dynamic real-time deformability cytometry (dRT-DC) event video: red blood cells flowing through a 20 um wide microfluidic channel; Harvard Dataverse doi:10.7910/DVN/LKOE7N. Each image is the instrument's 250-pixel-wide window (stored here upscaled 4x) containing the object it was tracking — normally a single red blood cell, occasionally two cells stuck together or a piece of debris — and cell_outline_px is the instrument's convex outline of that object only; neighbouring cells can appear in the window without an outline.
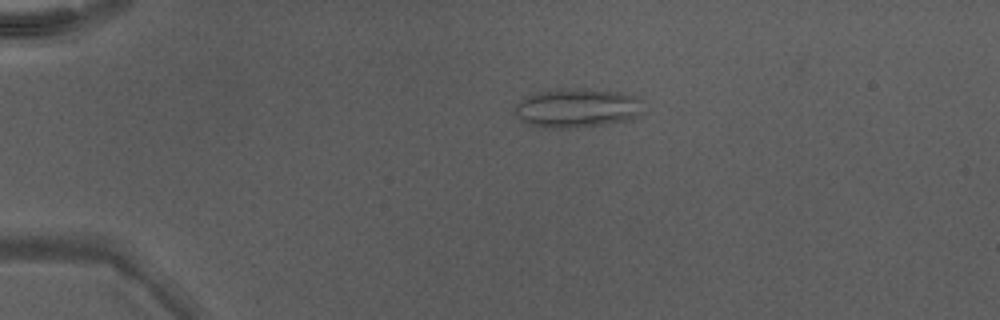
{"species": "Egyptian fruit bat (a non-hibernating species)", "species_latin": "Rousettus aegyptiacus", "temperature_condition": "warm", "stored_images_in_passage": 38, "camera_frame_rate_fps": 3000, "um_per_image_px": 0.085, "animal": {"sex": "male"}, "frame": {"image": 1, "passage_image": 1, "time_ms": 0.0, "image_size_px": [1000, 320], "cell_outline_px": [[640, 112], [632, 120], [604, 124], [572, 128], [544, 128], [524, 124], [516, 112], [516, 104], [524, 96], [536, 92], [568, 88], [584, 88], [620, 92], [640, 96]], "centroid_in_image_um": [49.04, 9.18], "position_along_channel_um": 36.0, "area_um2": 29.54}}
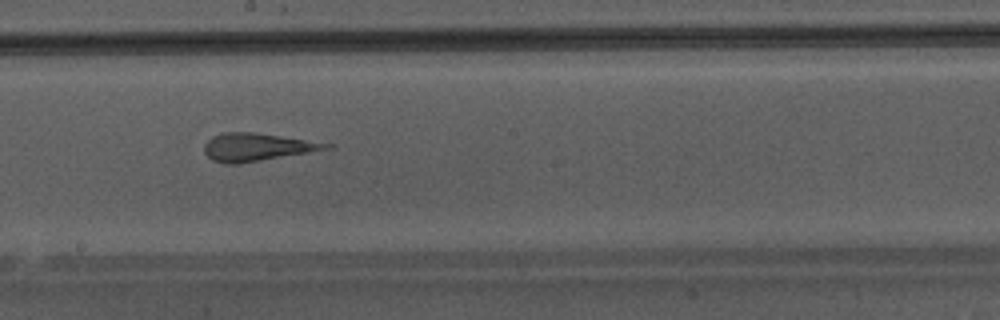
{"frame": {"image": 2, "passage_image": 18, "time_ms": 5.667, "image_size_px": [1000, 320], "cell_outline_px": [[336, 144], [332, 148], [236, 164], [224, 164], [212, 160], [204, 152], [204, 144], [212, 136], [224, 132], [252, 132]], "centroid_in_image_um": [21.81, 12.5], "position_along_channel_um": 226.4, "area_um2": 19.54}}
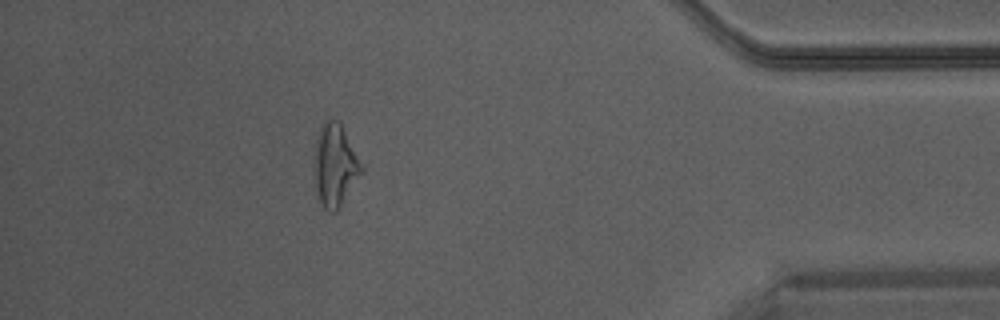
{"frame": {"image": 3, "passage_image": 33, "time_ms": 10.667, "image_size_px": [1000, 320], "cell_outline_px": [[364, 172], [336, 212], [328, 212], [324, 208], [316, 192], [312, 160], [316, 136], [320, 128], [328, 120], [336, 120], [340, 124], [364, 168]], "centroid_in_image_um": [28.44, 14.1], "position_along_channel_um": 406.8, "area_um2": 22.77}}